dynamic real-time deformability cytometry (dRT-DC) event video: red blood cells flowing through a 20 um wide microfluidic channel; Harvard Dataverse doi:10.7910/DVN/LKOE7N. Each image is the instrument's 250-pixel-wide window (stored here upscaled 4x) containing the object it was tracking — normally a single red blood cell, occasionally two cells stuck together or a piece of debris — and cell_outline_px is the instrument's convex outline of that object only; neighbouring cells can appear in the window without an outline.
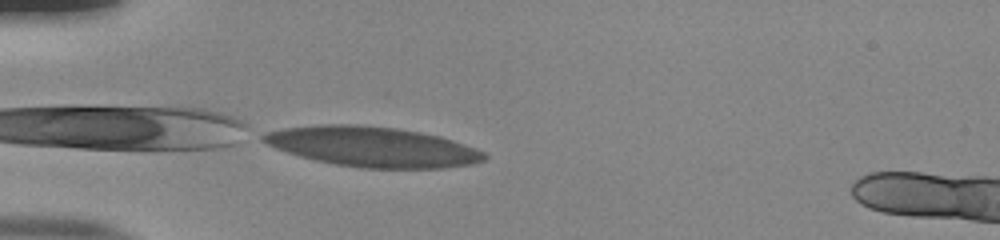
{"species": "human", "species_latin": "Homo sapiens", "temperature_condition": "room temperature", "stored_images_in_passage": 6, "camera_frame_rate_fps": 3000, "um_per_image_px": 0.085, "donor": {"sex": "male"}, "frame": {"image": 1, "passage_image": 6, "time_ms": 1.667, "image_size_px": [1000, 240], "cell_outline_px": [[488, 156], [484, 160], [472, 164], [444, 168], [360, 168], [336, 164], [316, 160], [300, 156], [276, 148], [260, 140], [256, 132], [284, 128], [320, 124], [356, 124], [396, 128], [420, 132], [440, 136], [476, 148], [484, 152]], "centroid_in_image_um": [31.61, 12.46], "position_along_channel_um": 53.4, "area_um2": 51.85}}